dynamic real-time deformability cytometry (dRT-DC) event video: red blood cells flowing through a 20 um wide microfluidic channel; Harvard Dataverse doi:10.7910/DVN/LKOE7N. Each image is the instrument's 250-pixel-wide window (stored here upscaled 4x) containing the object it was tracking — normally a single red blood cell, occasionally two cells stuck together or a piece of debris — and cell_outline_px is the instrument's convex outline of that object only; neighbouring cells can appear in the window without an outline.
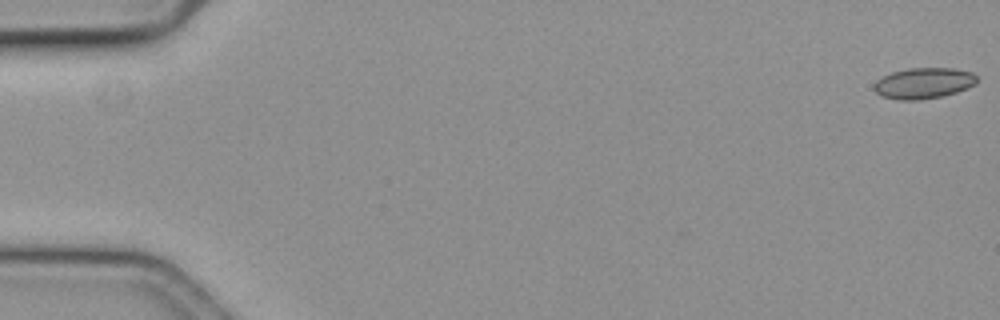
{"species": "common noctule bat (a hibernating species)", "species_latin": "Nyctalus noctula", "temperature_condition": "cold", "stored_images_in_passage": 58, "camera_frame_rate_fps": 3000, "um_per_image_px": 0.085, "animal": {"sex": "female", "body_mass_g": 19.3, "forearm_length_mm": 54.1}, "frame": {"image": 1, "passage_image": 1, "time_ms": 0.0, "image_size_px": [1000, 320], "cell_outline_px": [[976, 84], [956, 92], [940, 96], [916, 100], [900, 100], [880, 96], [872, 88], [876, 80], [892, 72], [908, 68], [952, 68], [972, 72], [976, 76]], "centroid_in_image_um": [78.47, 7.06], "position_along_channel_um": 6.5, "area_um2": 18.44}}
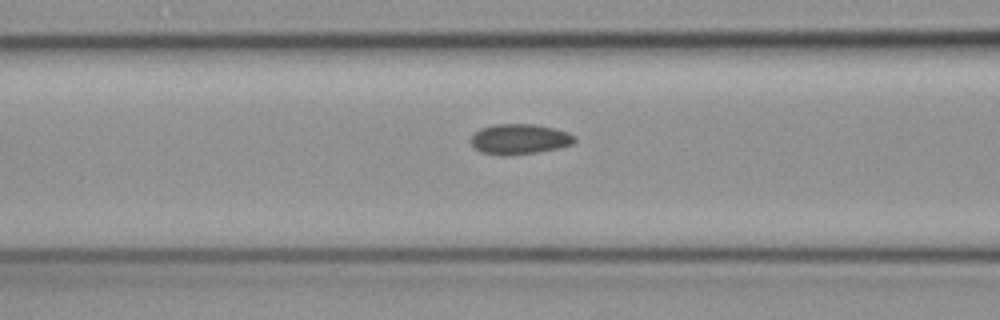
{"frame": {"image": 2, "passage_image": 24, "time_ms": 7.667, "image_size_px": [1000, 320], "cell_outline_px": [[576, 140], [572, 144], [556, 148], [536, 152], [512, 156], [500, 156], [480, 152], [472, 144], [472, 136], [480, 128], [496, 124], [536, 124], [556, 128], [568, 132], [576, 136]], "centroid_in_image_um": [44.18, 11.83], "position_along_channel_um": 122.4, "area_um2": 18.44}}
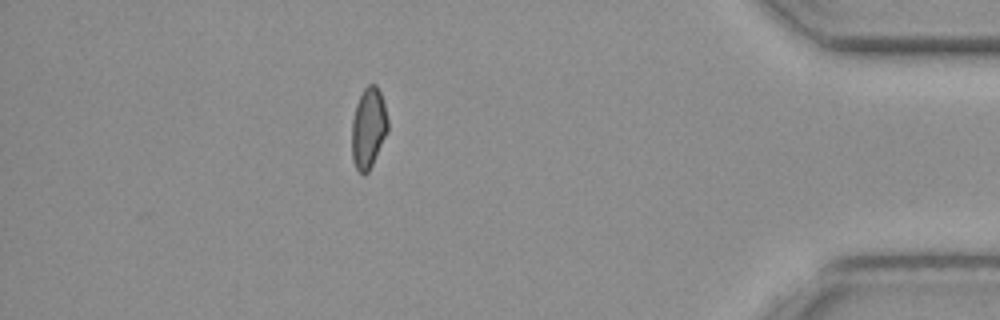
{"frame": {"image": 3, "passage_image": 51, "time_ms": 16.667, "image_size_px": [1000, 320], "cell_outline_px": [[388, 132], [368, 172], [364, 176], [356, 168], [352, 160], [352, 120], [356, 104], [364, 88], [368, 84], [376, 84], [380, 92], [384, 104], [388, 120]], "centroid_in_image_um": [31.31, 10.88], "position_along_channel_um": 403.9, "area_um2": 16.94}, "authors_computed_cell_mechanics": {"area_um2": 17.7446, "velocity_mm_per_s": 3.6429, "shape_relaxation_time_tau1_ms": null, "shape_relaxation_time_tau2_ms": 5.41, "deformation_change_tau1": null, "deformation_change_tau2": 0.0864}}